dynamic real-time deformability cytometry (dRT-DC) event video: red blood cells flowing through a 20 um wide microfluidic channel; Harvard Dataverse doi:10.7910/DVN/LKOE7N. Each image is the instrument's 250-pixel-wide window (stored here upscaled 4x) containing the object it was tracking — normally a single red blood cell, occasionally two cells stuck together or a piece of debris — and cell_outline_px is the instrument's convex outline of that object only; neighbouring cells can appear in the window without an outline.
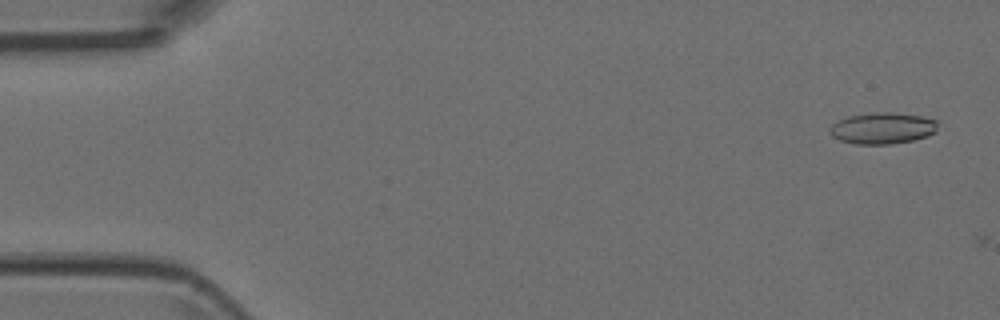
{"species": "Egyptian fruit bat (a non-hibernating species)", "species_latin": "Rousettus aegyptiacus", "temperature_condition": "room temperature", "stored_images_in_passage": 2, "camera_frame_rate_fps": 3000, "um_per_image_px": 0.085, "animal": {"sex": "female"}, "frame": {"image": 1, "passage_image": 1, "time_ms": 0.0, "image_size_px": [1000, 320], "cell_outline_px": [[936, 132], [928, 136], [912, 140], [892, 144], [856, 144], [840, 140], [832, 136], [828, 132], [828, 128], [832, 124], [848, 116], [872, 112], [892, 112], [924, 116], [936, 120]], "centroid_in_image_um": [75.0, 10.89], "position_along_channel_um": 10.0, "area_um2": 19.88}}